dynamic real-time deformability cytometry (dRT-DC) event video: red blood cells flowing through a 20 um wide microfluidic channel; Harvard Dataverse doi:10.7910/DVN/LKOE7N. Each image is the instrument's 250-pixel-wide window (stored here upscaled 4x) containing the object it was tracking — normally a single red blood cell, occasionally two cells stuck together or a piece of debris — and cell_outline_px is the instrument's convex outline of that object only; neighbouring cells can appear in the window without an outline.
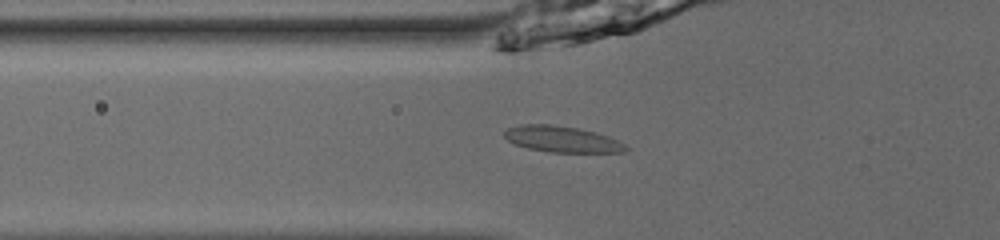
{"species": "common noctule bat (a hibernating species)", "species_latin": "Nyctalus noctula", "temperature_condition": "room temperature", "stored_images_in_passage": 53, "camera_frame_rate_fps": 3000, "um_per_image_px": 0.085, "animal": {"sex": "male", "body_mass_g": 13.0, "forearm_length_mm": 53.1}, "frame": {"image": 1, "passage_image": 21, "time_ms": 6.667, "image_size_px": [1000, 240], "cell_outline_px": [[628, 148], [624, 152], [548, 152], [528, 148], [516, 144], [508, 140], [504, 136], [504, 132], [508, 128], [520, 124], [548, 124], [580, 128], [596, 132], [608, 136], [624, 144]], "centroid_in_image_um": [47.76, 11.82], "position_along_channel_um": 78.0, "area_um2": 18.38}}
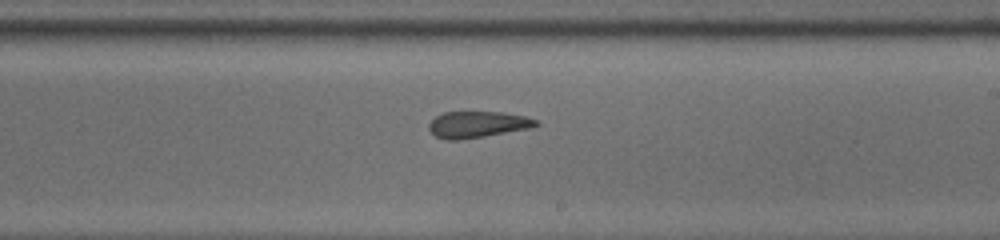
{"frame": {"image": 2, "passage_image": 34, "time_ms": 11.0, "image_size_px": [1000, 240], "cell_outline_px": [[540, 124], [532, 128], [460, 140], [444, 140], [436, 136], [428, 128], [428, 124], [436, 116], [444, 112], [504, 112], [524, 116], [536, 120]], "centroid_in_image_um": [40.59, 10.58], "position_along_channel_um": 248.4, "area_um2": 16.47}}
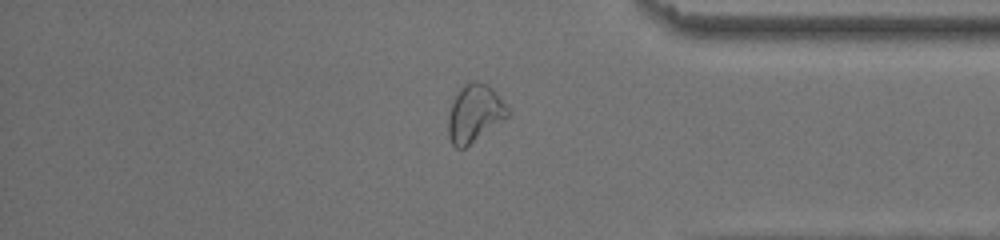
{"frame": {"image": 3, "passage_image": 46, "time_ms": 15.0, "image_size_px": [1000, 240], "cell_outline_px": [[512, 112], [508, 116], [464, 148], [456, 148], [452, 144], [448, 136], [448, 116], [452, 100], [460, 88], [464, 84], [472, 80], [488, 84], [496, 92]], "centroid_in_image_um": [40.33, 9.61], "position_along_channel_um": 394.9, "area_um2": 19.94}}